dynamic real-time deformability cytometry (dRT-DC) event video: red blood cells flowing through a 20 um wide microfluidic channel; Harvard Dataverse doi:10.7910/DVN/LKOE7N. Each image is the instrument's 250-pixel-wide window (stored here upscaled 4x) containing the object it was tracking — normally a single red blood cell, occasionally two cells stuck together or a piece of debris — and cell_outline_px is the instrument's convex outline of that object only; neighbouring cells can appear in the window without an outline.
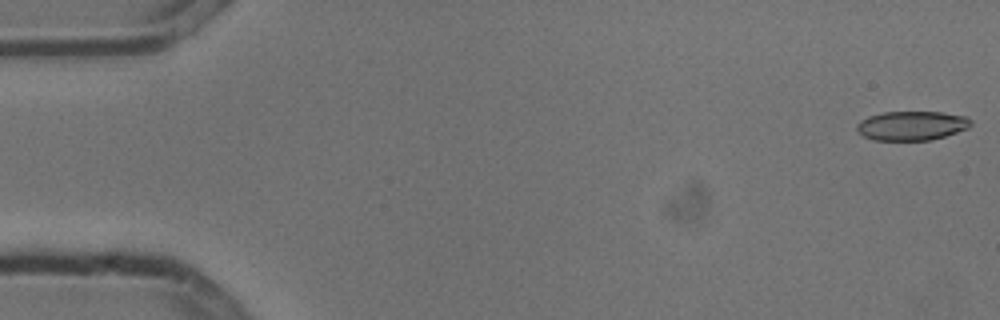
{"species": "common noctule bat (a hibernating species)", "species_latin": "Nyctalus noctula", "temperature_condition": "cold", "stored_images_in_passage": 7, "camera_frame_rate_fps": 3000, "um_per_image_px": 0.085, "animal": {"sex": "male", "body_mass_g": 13.3}, "frame": {"image": 1, "passage_image": 1, "time_ms": 0.0, "image_size_px": [1000, 320], "cell_outline_px": [[972, 124], [968, 128], [932, 140], [872, 140], [864, 136], [856, 128], [856, 124], [860, 120], [868, 116], [884, 112], [940, 112], [964, 116], [972, 120]], "centroid_in_image_um": [77.48, 10.68], "position_along_channel_um": 7.5, "area_um2": 19.36}}
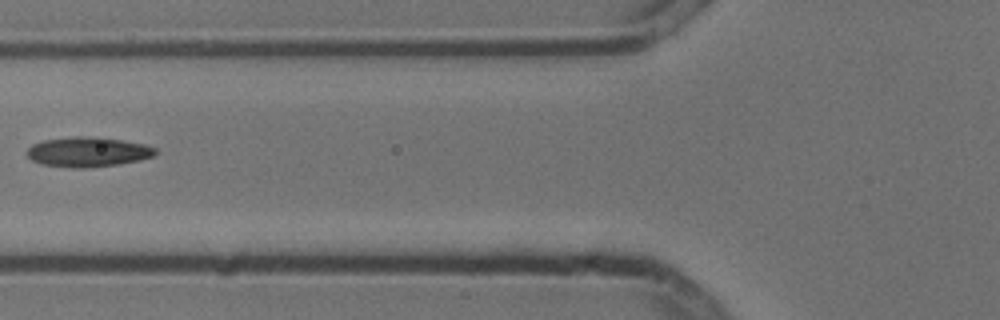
{"frame": {"image": 2, "passage_image": 6, "time_ms": 1.667, "image_size_px": [1000, 320], "cell_outline_px": [[156, 156], [140, 160], [116, 164], [88, 168], [68, 168], [40, 164], [32, 160], [24, 152], [32, 144], [44, 140], [72, 136], [96, 136], [124, 140], [144, 144], [156, 148]], "centroid_in_image_um": [7.45, 12.91], "position_along_channel_um": 118.3, "area_um2": 22.72}}
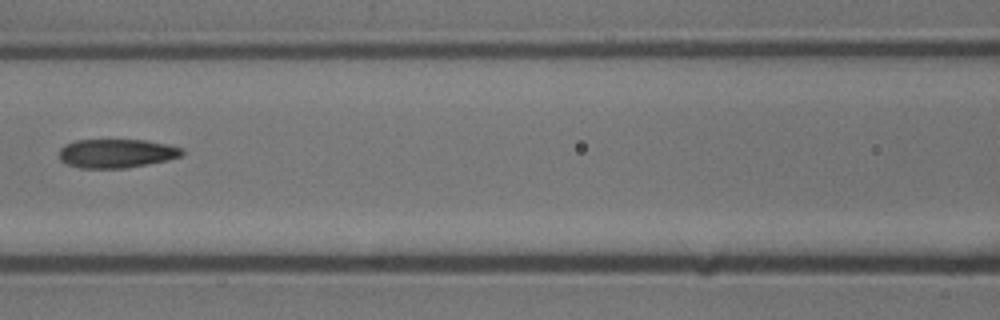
{"frame": {"image": 3, "passage_image": 7, "time_ms": 2.0, "image_size_px": [1000, 320], "cell_outline_px": [[184, 156], [168, 160], [128, 168], [80, 168], [68, 164], [60, 160], [60, 148], [64, 144], [76, 140], [144, 140], [168, 144], [184, 148]], "centroid_in_image_um": [9.95, 13.04], "position_along_channel_um": 156.7, "area_um2": 20.87}}